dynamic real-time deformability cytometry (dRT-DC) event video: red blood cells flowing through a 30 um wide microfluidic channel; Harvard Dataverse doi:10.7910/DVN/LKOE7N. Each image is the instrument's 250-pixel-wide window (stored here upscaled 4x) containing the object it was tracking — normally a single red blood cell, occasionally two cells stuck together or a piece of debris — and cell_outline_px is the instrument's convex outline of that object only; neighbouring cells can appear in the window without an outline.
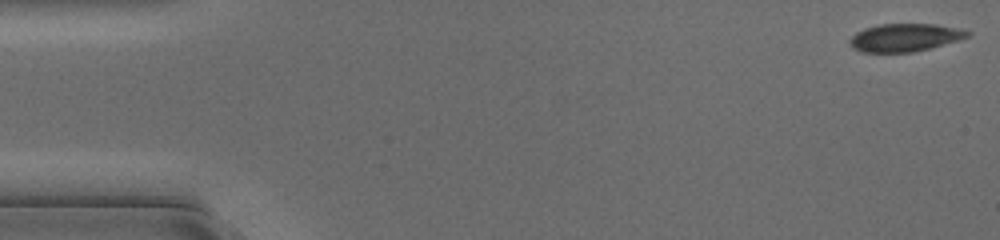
{"species": "common noctule bat (a hibernating species)", "species_latin": "Nyctalus noctula", "temperature_condition": "cold", "stored_images_in_passage": 48, "camera_frame_rate_fps": 3000, "um_per_image_px": 0.085, "animal": {"sex": "female", "body_mass_g": 17.0, "forearm_length_mm": 48.0}, "frame": {"image": 1, "passage_image": 1, "time_ms": 0.0, "image_size_px": [1000, 240], "cell_outline_px": [[972, 32], [968, 36], [960, 40], [912, 52], [860, 52], [852, 48], [848, 40], [856, 32], [864, 28], [880, 24], [936, 24]], "centroid_in_image_um": [76.86, 3.19], "position_along_channel_um": 8.1, "area_um2": 19.02}}
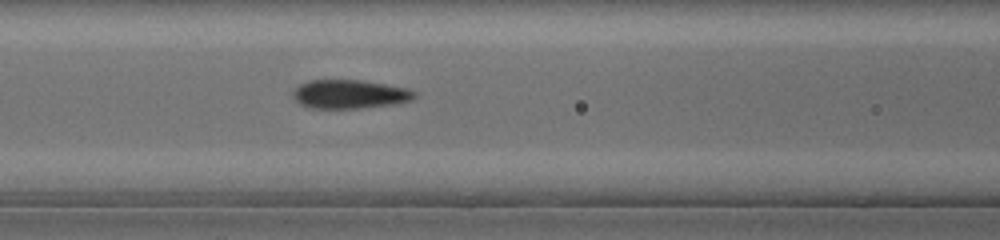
{"frame": {"image": 2, "passage_image": 20, "time_ms": 6.333, "image_size_px": [1000, 240], "cell_outline_px": [[416, 96], [412, 100], [392, 104], [356, 108], [312, 108], [300, 104], [292, 96], [292, 92], [300, 84], [308, 80], [364, 80], [388, 84], [408, 88], [416, 92]], "centroid_in_image_um": [29.73, 7.99], "position_along_channel_um": 136.9, "area_um2": 20.4}}
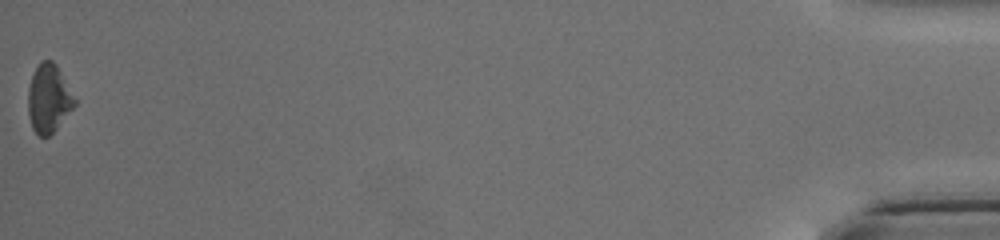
{"frame": {"image": 3, "passage_image": 48, "time_ms": 15.667, "image_size_px": [1000, 240], "cell_outline_px": [[76, 104], [56, 128], [48, 136], [40, 136], [32, 128], [28, 112], [28, 88], [32, 76], [40, 60], [52, 60], [56, 64], [76, 100]], "centroid_in_image_um": [4.12, 8.35], "position_along_channel_um": 431.1, "area_um2": 18.21}}